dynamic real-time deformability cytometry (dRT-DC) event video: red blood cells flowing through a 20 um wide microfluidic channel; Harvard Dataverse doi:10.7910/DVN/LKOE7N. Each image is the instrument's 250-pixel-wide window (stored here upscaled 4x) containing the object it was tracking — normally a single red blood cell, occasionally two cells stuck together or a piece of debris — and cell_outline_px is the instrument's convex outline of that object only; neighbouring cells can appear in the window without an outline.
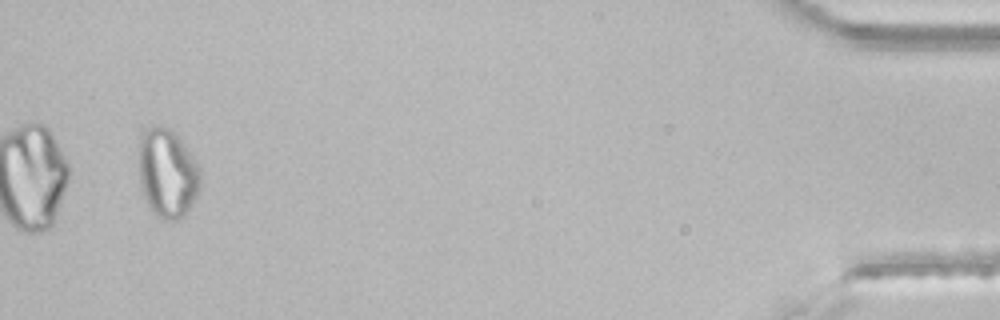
{"species": "common noctule bat (a hibernating species)", "species_latin": "Nyctalus noctula", "temperature_condition": "room temperature", "stored_images_in_passage": 32, "segment_of_instrument_passage": [2, 2], "camera_frame_rate_fps": 3000, "um_per_image_px": 0.085, "animal": {"sex": "male", "body_mass_g": 21.5, "forearm_length_mm": 52.0}, "frame": {"image": 1, "passage_image": 30, "time_ms": 9.667, "image_size_px": [1000, 320], "cell_outline_px": [[200, 188], [196, 196], [184, 216], [180, 220], [164, 220], [156, 216], [152, 212], [144, 196], [140, 184], [140, 136], [152, 124], [168, 128], [180, 140], [200, 168]], "centroid_in_image_um": [14.23, 14.76], "position_along_channel_um": 421.0, "area_um2": 31.5}}